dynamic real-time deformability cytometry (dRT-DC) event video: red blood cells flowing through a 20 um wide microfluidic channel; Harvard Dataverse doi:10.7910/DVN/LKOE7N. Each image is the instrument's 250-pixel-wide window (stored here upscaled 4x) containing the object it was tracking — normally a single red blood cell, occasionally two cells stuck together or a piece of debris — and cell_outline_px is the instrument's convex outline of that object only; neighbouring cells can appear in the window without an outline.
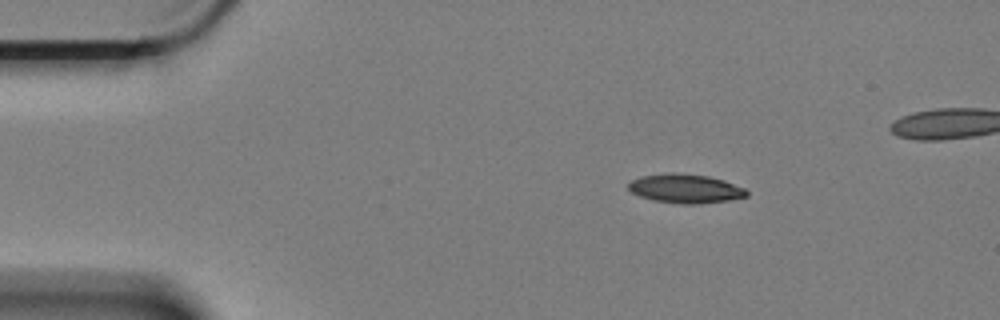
{"species": "Egyptian fruit bat (a non-hibernating species)", "species_latin": "Rousettus aegyptiacus", "temperature_condition": "cold", "stored_images_in_passage": 49, "camera_frame_rate_fps": 3000, "um_per_image_px": 0.085, "animal": {"sex": "female"}, "frame": {"image": 1, "passage_image": 1, "time_ms": 0.0, "image_size_px": [1000, 320], "cell_outline_px": [[748, 196], [728, 200], [696, 204], [680, 204], [652, 200], [640, 196], [632, 192], [628, 188], [628, 184], [632, 180], [640, 176], [672, 172], [708, 176], [724, 180], [744, 188], [748, 192]], "centroid_in_image_um": [58.25, 16.03], "position_along_channel_um": 26.8, "area_um2": 19.94}}
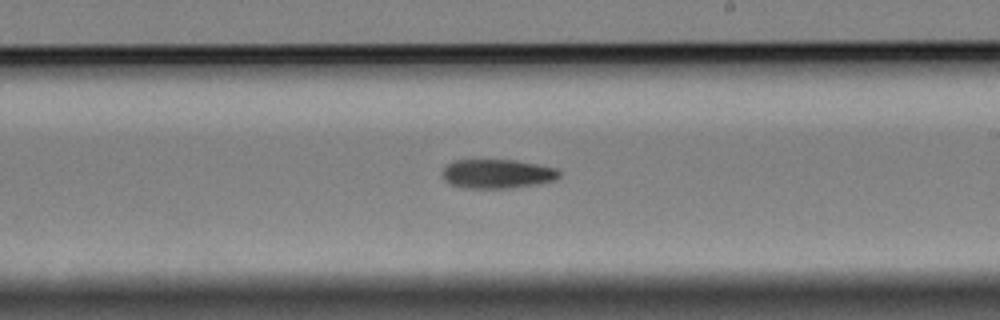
{"frame": {"image": 2, "passage_image": 26, "time_ms": 8.333, "image_size_px": [1000, 320], "cell_outline_px": [[560, 176], [556, 180], [536, 184], [512, 188], [460, 188], [448, 184], [444, 180], [440, 172], [452, 160], [516, 160], [556, 168], [560, 172]], "centroid_in_image_um": [42.22, 14.78], "position_along_channel_um": 246.8, "area_um2": 20.11}}
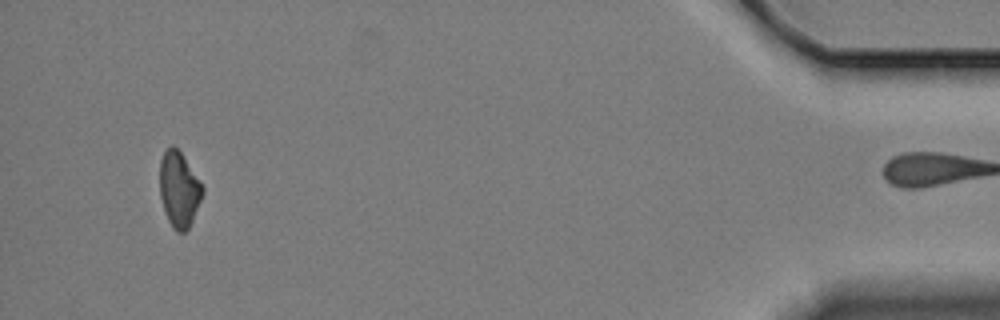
{"frame": {"image": 3, "passage_image": 48, "time_ms": 15.667, "image_size_px": [1000, 320], "cell_outline_px": [[204, 192], [192, 220], [188, 228], [184, 232], [176, 232], [172, 228], [168, 220], [160, 196], [160, 160], [164, 152], [172, 144], [180, 152], [200, 180], [204, 188]], "centroid_in_image_um": [15.22, 16.1], "position_along_channel_um": 420.0, "area_um2": 18.61}}